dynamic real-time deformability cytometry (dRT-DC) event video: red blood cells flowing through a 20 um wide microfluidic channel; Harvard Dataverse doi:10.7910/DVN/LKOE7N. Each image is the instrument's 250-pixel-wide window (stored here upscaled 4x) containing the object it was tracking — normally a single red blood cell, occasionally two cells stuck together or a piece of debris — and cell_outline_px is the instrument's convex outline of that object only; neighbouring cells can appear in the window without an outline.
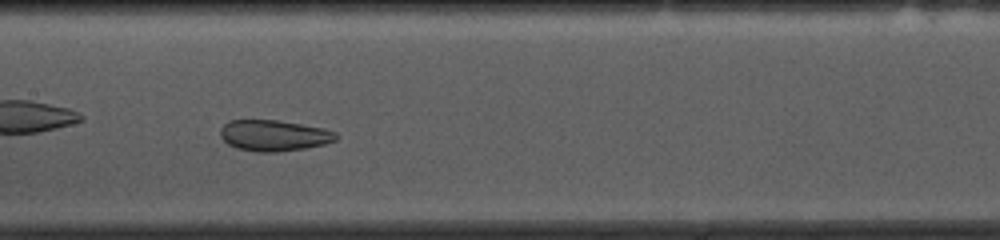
{"species": "common noctule bat (a hibernating species)", "species_latin": "Nyctalus noctula", "temperature_condition": "cold", "stored_images_in_passage": 40, "camera_frame_rate_fps": 3000, "um_per_image_px": 0.085, "animal": {"sex": "female", "body_mass_g": 10.0, "forearm_length_mm": 53.1}, "frame": {"image": 1, "passage_image": 12, "time_ms": 3.667, "image_size_px": [1000, 240], "cell_outline_px": [[340, 136], [336, 140], [324, 144], [304, 148], [276, 152], [256, 152], [236, 148], [228, 144], [220, 136], [220, 128], [228, 120], [280, 120], [324, 128], [336, 132]], "centroid_in_image_um": [23.28, 11.51], "position_along_channel_um": 184.1, "area_um2": 21.1}}
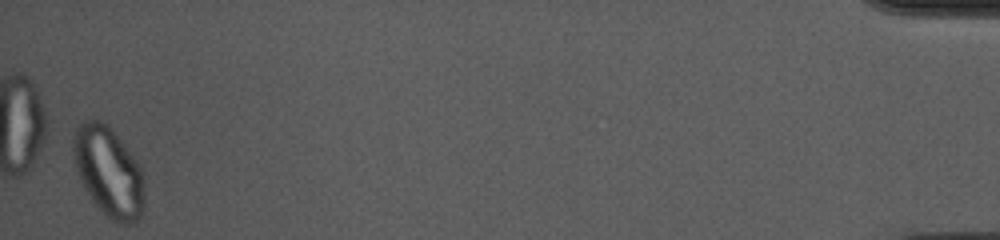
{"frame": {"image": 2, "passage_image": 40, "time_ms": 13.0, "image_size_px": [1000, 240], "cell_outline_px": [[144, 212], [132, 224], [116, 224], [92, 200], [84, 188], [80, 180], [76, 168], [72, 152], [72, 136], [76, 128], [84, 120], [100, 120], [108, 124], [112, 128], [128, 148], [140, 164], [144, 184]], "centroid_in_image_um": [9.24, 14.58], "position_along_channel_um": 426.0, "area_um2": 37.69}}